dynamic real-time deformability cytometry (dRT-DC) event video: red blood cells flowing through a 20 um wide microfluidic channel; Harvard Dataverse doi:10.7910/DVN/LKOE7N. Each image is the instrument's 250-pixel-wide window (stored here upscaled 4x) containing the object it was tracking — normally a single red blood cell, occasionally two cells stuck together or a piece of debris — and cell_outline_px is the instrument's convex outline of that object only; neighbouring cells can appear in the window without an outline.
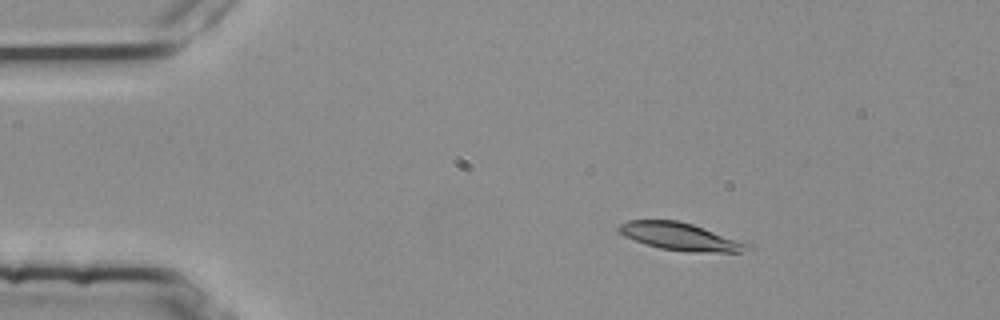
{"species": "common noctule bat (a hibernating species)", "species_latin": "Nyctalus noctula", "temperature_condition": "room temperature", "stored_images_in_passage": 4, "camera_frame_rate_fps": 3000, "um_per_image_px": 0.085, "animal": {"sex": "female", "body_mass_g": 25.1}, "frame": {"image": 1, "passage_image": 1, "time_ms": 0.0, "image_size_px": [1000, 320], "cell_outline_px": [[748, 244], [740, 252], [688, 252], [660, 248], [644, 244], [624, 236], [616, 228], [620, 224], [628, 220], [676, 220], [692, 224]], "centroid_in_image_um": [57.69, 20.1], "position_along_channel_um": 27.3, "area_um2": 20.11}}
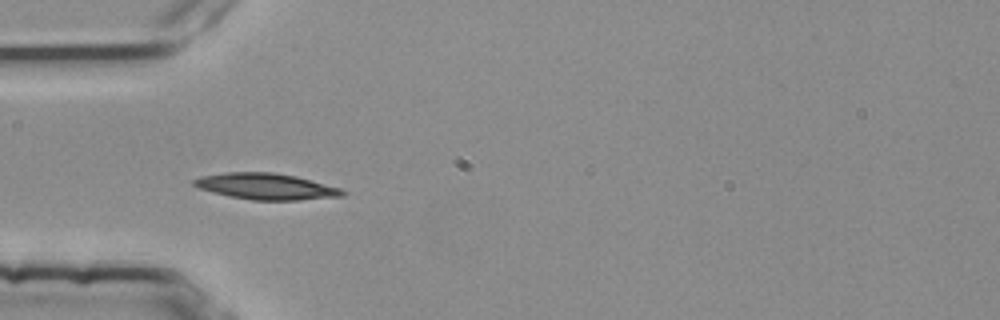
{"frame": {"image": 2, "passage_image": 3, "time_ms": 0.667, "image_size_px": [1000, 320], "cell_outline_px": [[348, 192], [344, 196], [300, 200], [252, 200], [212, 192], [200, 188], [192, 184], [192, 180], [200, 176], [224, 172], [272, 172], [296, 176], [340, 188]], "centroid_in_image_um": [22.63, 15.84], "position_along_channel_um": 62.4, "area_um2": 22.66}}